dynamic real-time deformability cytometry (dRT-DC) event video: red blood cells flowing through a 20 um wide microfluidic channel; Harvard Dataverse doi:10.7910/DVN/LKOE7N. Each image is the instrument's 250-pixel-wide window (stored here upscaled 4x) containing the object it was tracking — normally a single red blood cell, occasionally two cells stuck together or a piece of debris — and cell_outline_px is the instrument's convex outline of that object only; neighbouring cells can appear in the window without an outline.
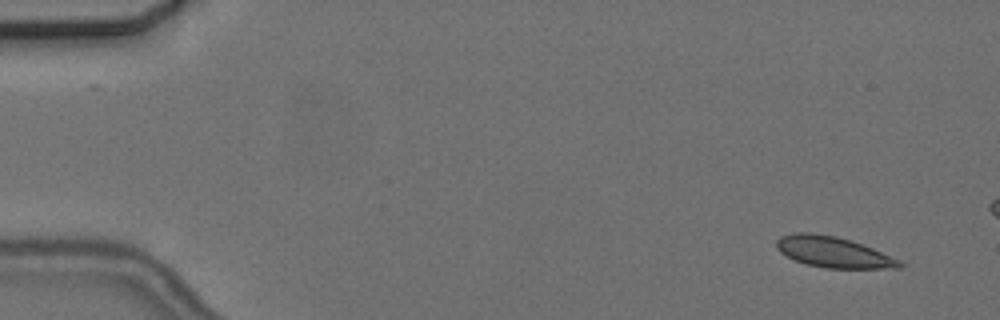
{"species": "common noctule bat (a hibernating species)", "species_latin": "Nyctalus noctula", "temperature_condition": "cold", "stored_images_in_passage": 5, "camera_frame_rate_fps": 3000, "um_per_image_px": 0.085, "animal": {"sex": "female", "body_mass_g": 24.6, "forearm_length_mm": 56.2}, "frame": {"image": 1, "passage_image": 1, "time_ms": 0.0, "image_size_px": [1000, 320], "cell_outline_px": [[904, 264], [900, 268], [824, 268], [808, 264], [796, 260], [780, 252], [776, 248], [776, 240], [780, 236], [792, 232], [812, 232], [836, 236], [872, 248], [900, 260]], "centroid_in_image_um": [70.79, 21.41], "position_along_channel_um": 14.2, "area_um2": 21.96}}